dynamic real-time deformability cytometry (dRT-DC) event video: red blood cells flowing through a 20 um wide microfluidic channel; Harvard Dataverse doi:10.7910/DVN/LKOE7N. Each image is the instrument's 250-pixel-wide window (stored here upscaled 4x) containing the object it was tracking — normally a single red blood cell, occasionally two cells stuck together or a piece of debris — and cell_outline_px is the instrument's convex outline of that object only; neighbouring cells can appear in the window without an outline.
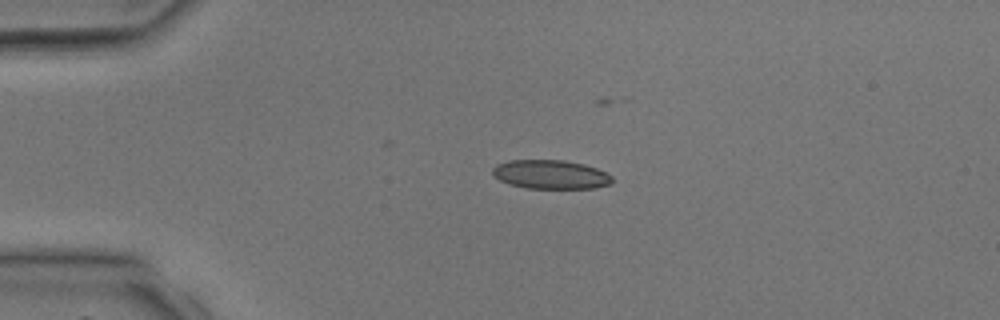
{"species": "common noctule bat (a hibernating species)", "species_latin": "Nyctalus noctula", "temperature_condition": "room temperature", "stored_images_in_passage": 3, "camera_frame_rate_fps": 3000, "um_per_image_px": 0.085, "animal": {"sex": "male", "body_mass_g": 17.9, "forearm_length_mm": 54.2}, "frame": {"image": 1, "passage_image": 2, "time_ms": 1.667, "image_size_px": [1000, 320], "cell_outline_px": [[612, 184], [592, 188], [528, 188], [508, 184], [492, 176], [492, 168], [496, 164], [508, 160], [564, 160], [584, 164], [596, 168], [612, 176]], "centroid_in_image_um": [46.76, 14.82], "position_along_channel_um": 38.2, "area_um2": 20.23}}